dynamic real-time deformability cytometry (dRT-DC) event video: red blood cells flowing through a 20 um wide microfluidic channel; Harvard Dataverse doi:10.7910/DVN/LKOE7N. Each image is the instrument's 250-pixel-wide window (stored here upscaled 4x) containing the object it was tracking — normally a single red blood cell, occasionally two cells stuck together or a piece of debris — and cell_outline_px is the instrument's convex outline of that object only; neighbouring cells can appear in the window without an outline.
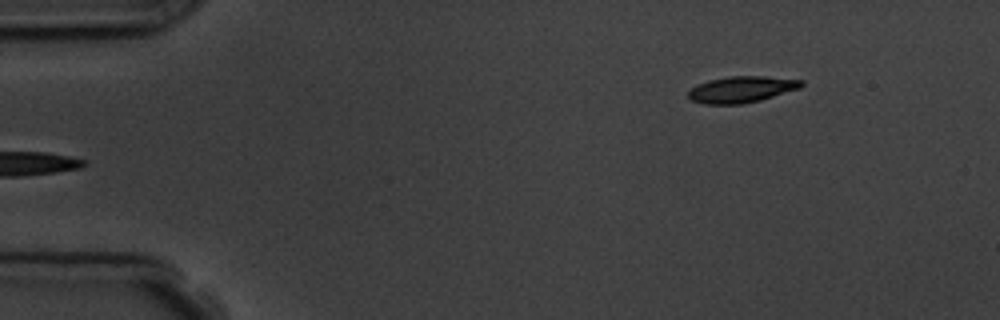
{"species": "common noctule bat (a hibernating species)", "species_latin": "Nyctalus noctula", "temperature_condition": "room temperature", "stored_images_in_passage": 5, "segment_of_instrument_passage": [2, 2], "camera_frame_rate_fps": 3000, "um_per_image_px": 0.085, "animal": {"sex": "male", "body_mass_g": 19.5, "forearm_length_mm": 54.6}, "frame": {"image": 1, "passage_image": 5, "time_ms": 5.333, "image_size_px": [1000, 320], "cell_outline_px": [[804, 84], [800, 88], [760, 100], [744, 104], [704, 104], [692, 100], [688, 96], [688, 92], [692, 88], [708, 80], [732, 76], [764, 76], [804, 80]], "centroid_in_image_um": [63.06, 7.6], "position_along_channel_um": 21.9, "area_um2": 17.22}}